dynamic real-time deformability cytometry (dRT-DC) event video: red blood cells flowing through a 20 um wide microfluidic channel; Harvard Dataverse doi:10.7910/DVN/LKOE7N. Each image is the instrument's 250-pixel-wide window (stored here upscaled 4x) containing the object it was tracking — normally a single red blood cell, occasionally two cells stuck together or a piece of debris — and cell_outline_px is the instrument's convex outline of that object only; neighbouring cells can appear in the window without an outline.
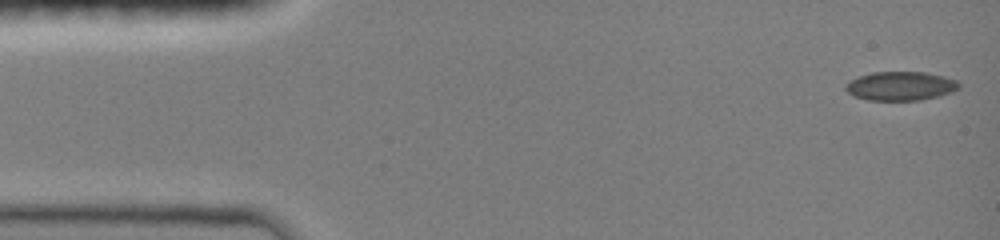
{"species": "common noctule bat (a hibernating species)", "species_latin": "Nyctalus noctula", "temperature_condition": "room temperature", "stored_images_in_passage": 47, "camera_frame_rate_fps": 3000, "um_per_image_px": 0.085, "animal": {"sex": "female", "body_mass_g": 19.0, "forearm_length_mm": 51.5}, "frame": {"image": 1, "passage_image": 1, "time_ms": 0.0, "image_size_px": [1000, 240], "cell_outline_px": [[960, 88], [952, 92], [920, 100], [868, 100], [856, 96], [848, 92], [844, 88], [844, 84], [860, 76], [872, 72], [924, 72], [944, 76], [956, 80], [960, 84]], "centroid_in_image_um": [76.56, 7.3], "position_along_channel_um": 8.4, "area_um2": 18.96}}
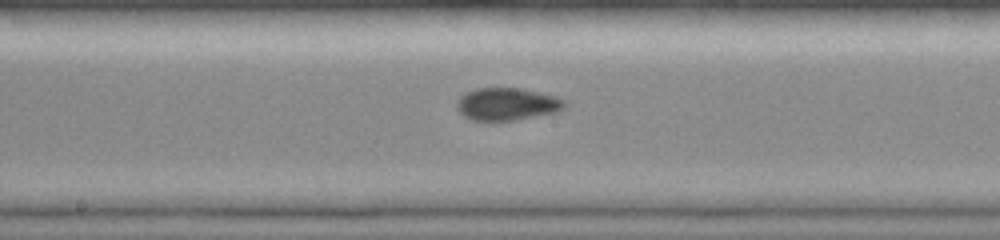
{"frame": {"image": 2, "passage_image": 24, "time_ms": 7.667, "image_size_px": [1000, 240], "cell_outline_px": [[568, 104], [564, 108], [556, 112], [512, 120], [472, 120], [464, 116], [456, 108], [456, 100], [464, 92], [476, 88], [520, 88], [556, 96], [564, 100]], "centroid_in_image_um": [43.07, 8.83], "position_along_channel_um": 205.1, "area_um2": 20.4}}
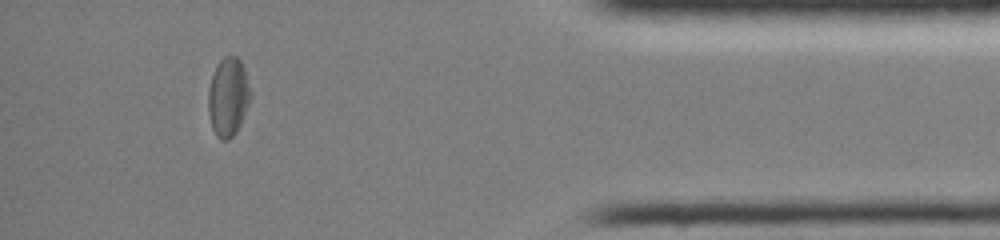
{"frame": {"image": 3, "passage_image": 42, "time_ms": 13.667, "image_size_px": [1000, 240], "cell_outline_px": [[252, 96], [240, 124], [236, 132], [228, 140], [220, 140], [216, 136], [212, 128], [208, 112], [208, 92], [212, 76], [216, 64], [224, 56], [236, 56], [240, 60], [244, 68]], "centroid_in_image_um": [19.39, 8.24], "position_along_channel_um": 415.8, "area_um2": 19.42}, "authors_computed_cell_mechanics": {"area_um2": 19.4208, "velocity_mm_per_s": 4.0552, "shape_relaxation_time_tau1_ms": null, "shape_relaxation_time_tau2_ms": 3.5431, "deformation_change_tau1": null, "deformation_change_tau2": 0.0701}}